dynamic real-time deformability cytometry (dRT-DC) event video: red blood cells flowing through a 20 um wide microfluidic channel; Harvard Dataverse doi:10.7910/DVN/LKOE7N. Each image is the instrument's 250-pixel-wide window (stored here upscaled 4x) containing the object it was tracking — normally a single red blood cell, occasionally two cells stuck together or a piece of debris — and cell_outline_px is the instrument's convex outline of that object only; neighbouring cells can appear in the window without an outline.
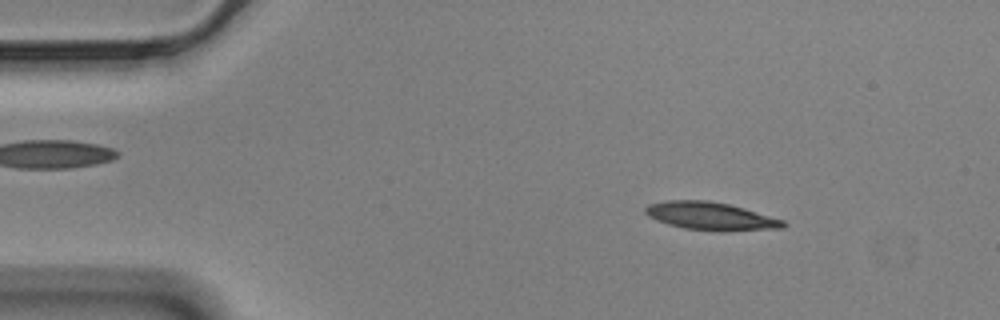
{"species": "Egyptian fruit bat (a non-hibernating species)", "species_latin": "Rousettus aegyptiacus", "temperature_condition": "cold", "stored_images_in_passage": 56, "camera_frame_rate_fps": 3000, "um_per_image_px": 0.085, "animal": {"sex": "male"}, "frame": {"image": 1, "passage_image": 7, "time_ms": 2.0, "image_size_px": [1000, 320], "cell_outline_px": [[788, 224], [784, 228], [724, 232], [720, 232], [684, 228], [668, 224], [656, 220], [648, 216], [644, 212], [644, 208], [648, 204], [668, 200], [708, 200], [728, 204], [744, 208], [784, 220]], "centroid_in_image_um": [60.43, 18.38], "position_along_channel_um": 24.6, "area_um2": 22.72}}
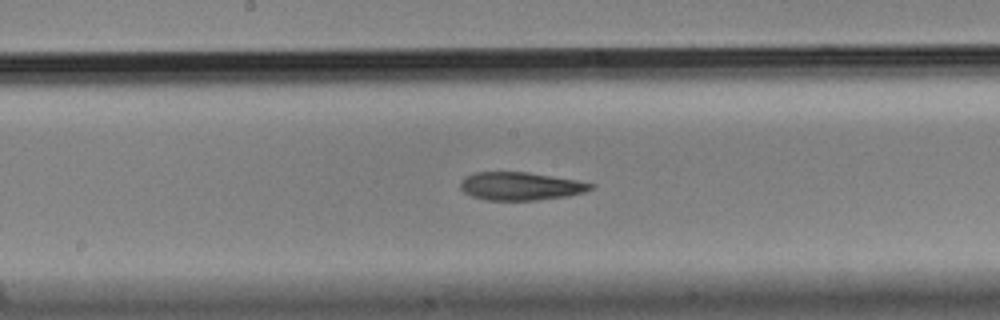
{"frame": {"image": 2, "passage_image": 28, "time_ms": 9.0, "image_size_px": [1000, 320], "cell_outline_px": [[596, 184], [592, 188], [584, 192], [568, 196], [536, 200], [484, 200], [472, 196], [464, 192], [460, 188], [460, 180], [464, 176], [476, 172], [528, 172], [576, 180]], "centroid_in_image_um": [44.22, 15.82], "position_along_channel_um": 204.0, "area_um2": 21.39}}
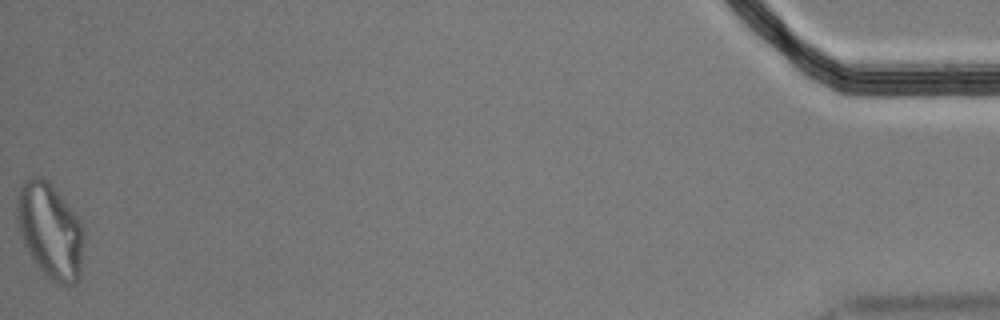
{"frame": {"image": 3, "passage_image": 56, "time_ms": 18.333, "image_size_px": [1000, 320], "cell_outline_px": [[84, 232], [80, 272], [76, 280], [72, 284], [56, 284], [32, 260], [24, 244], [16, 216], [16, 196], [20, 184], [28, 176], [40, 176], [48, 180], [52, 184], [80, 220]], "centroid_in_image_um": [4.23, 19.54], "position_along_channel_um": 431.0, "area_um2": 37.17}, "authors_computed_cell_mechanics": {"area_um2": 22.3686, "velocity_mm_per_s": 3.4875, "shape_relaxation_time_tau1_ms": null, "shape_relaxation_time_tau2_ms": 2.3599, "deformation_change_tau1": null, "deformation_change_tau2": 0.103}}